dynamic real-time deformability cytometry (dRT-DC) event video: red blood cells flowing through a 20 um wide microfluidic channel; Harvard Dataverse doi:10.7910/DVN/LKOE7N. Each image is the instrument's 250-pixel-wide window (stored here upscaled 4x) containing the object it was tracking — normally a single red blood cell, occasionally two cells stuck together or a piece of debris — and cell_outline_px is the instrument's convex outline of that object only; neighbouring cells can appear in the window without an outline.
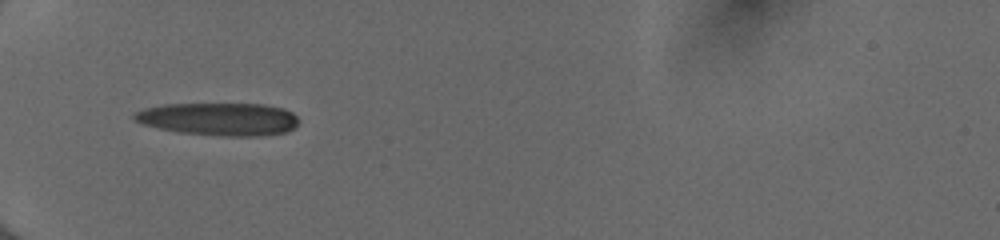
{"species": "human", "species_latin": "Homo sapiens", "temperature_condition": "cold", "stored_images_in_passage": 13, "camera_frame_rate_fps": 3000, "um_per_image_px": 0.085, "donor": {"sex": "female"}, "frame": {"image": 1, "passage_image": 1, "time_ms": 0.0, "image_size_px": [1000, 240], "cell_outline_px": [[296, 124], [288, 132], [260, 136], [220, 136], [180, 132], [160, 128], [144, 124], [132, 120], [132, 112], [144, 108], [164, 104], [264, 104], [284, 108], [292, 112], [296, 116]], "centroid_in_image_um": [18.58, 10.11], "position_along_channel_um": 66.4, "area_um2": 31.5}}